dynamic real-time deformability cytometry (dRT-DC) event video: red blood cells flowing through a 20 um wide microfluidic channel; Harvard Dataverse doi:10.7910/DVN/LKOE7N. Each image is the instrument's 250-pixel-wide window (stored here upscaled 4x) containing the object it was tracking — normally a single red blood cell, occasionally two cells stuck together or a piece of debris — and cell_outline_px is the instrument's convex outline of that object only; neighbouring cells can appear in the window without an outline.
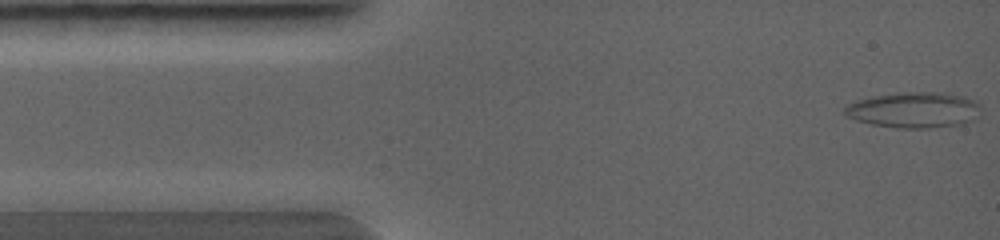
{"species": "common noctule bat (a hibernating species)", "species_latin": "Nyctalus noctula", "temperature_condition": "warm", "stored_images_in_passage": 8, "camera_frame_rate_fps": 5000, "um_per_image_px": 0.085, "animal": {"sex": "female", "body_mass_g": 19.0, "forearm_length_mm": 56.7}, "frame": {"image": 1, "passage_image": 1, "time_ms": 0.0, "image_size_px": [1000, 240], "cell_outline_px": [[980, 108], [976, 120], [960, 124], [928, 128], [896, 128], [872, 124], [856, 120], [844, 116], [844, 108], [848, 104], [856, 100], [896, 92], [940, 92], [964, 96], [976, 100], [980, 104]], "centroid_in_image_um": [77.7, 9.34], "position_along_channel_um": 7.3, "area_um2": 28.61}}
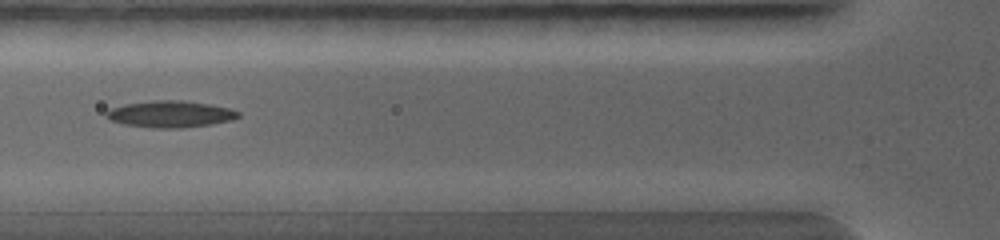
{"frame": {"image": 2, "passage_image": 5, "time_ms": 3.0, "image_size_px": [1000, 240], "cell_outline_px": [[240, 116], [232, 120], [212, 124], [180, 128], [152, 128], [124, 124], [112, 120], [104, 116], [104, 112], [112, 108], [124, 104], [152, 100], [180, 100], [208, 104], [232, 108], [240, 112]], "centroid_in_image_um": [14.49, 9.69], "position_along_channel_um": 111.3, "area_um2": 20.58}}
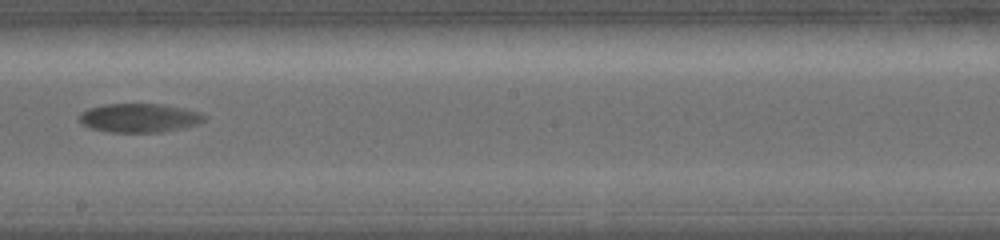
{"frame": {"image": 3, "passage_image": 8, "time_ms": 5.0, "image_size_px": [1000, 240], "cell_outline_px": [[208, 116], [200, 124], [160, 132], [108, 132], [88, 128], [80, 120], [80, 112], [88, 108], [104, 104], [160, 104], [184, 108], [200, 112]], "centroid_in_image_um": [11.85, 10.02], "position_along_channel_um": 236.3, "area_um2": 21.1}}